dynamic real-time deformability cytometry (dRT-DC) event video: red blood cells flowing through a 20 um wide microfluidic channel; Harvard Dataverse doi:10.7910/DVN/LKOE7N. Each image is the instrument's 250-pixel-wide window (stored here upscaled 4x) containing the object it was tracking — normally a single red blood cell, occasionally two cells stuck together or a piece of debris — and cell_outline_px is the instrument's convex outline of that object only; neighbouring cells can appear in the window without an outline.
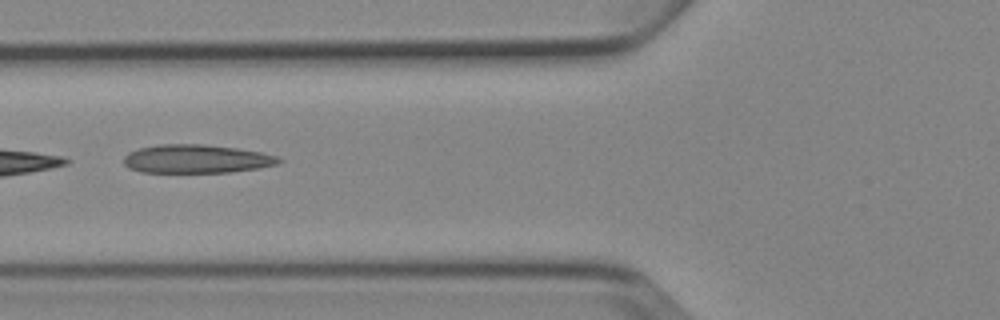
{"species": "Egyptian fruit bat (a non-hibernating species)", "species_latin": "Rousettus aegyptiacus", "temperature_condition": "cold", "stored_images_in_passage": 6, "camera_frame_rate_fps": 3000, "um_per_image_px": 0.085, "animal": {"sex": "female"}, "frame": {"image": 1, "passage_image": 6, "time_ms": 6.0, "image_size_px": [1000, 320], "cell_outline_px": [[284, 160], [276, 164], [260, 168], [232, 172], [140, 172], [128, 168], [124, 164], [124, 156], [128, 152], [140, 148], [160, 144], [204, 144], [236, 148], [260, 152], [276, 156]], "centroid_in_image_um": [16.68, 13.51], "position_along_channel_um": 109.1, "area_um2": 25.78}}